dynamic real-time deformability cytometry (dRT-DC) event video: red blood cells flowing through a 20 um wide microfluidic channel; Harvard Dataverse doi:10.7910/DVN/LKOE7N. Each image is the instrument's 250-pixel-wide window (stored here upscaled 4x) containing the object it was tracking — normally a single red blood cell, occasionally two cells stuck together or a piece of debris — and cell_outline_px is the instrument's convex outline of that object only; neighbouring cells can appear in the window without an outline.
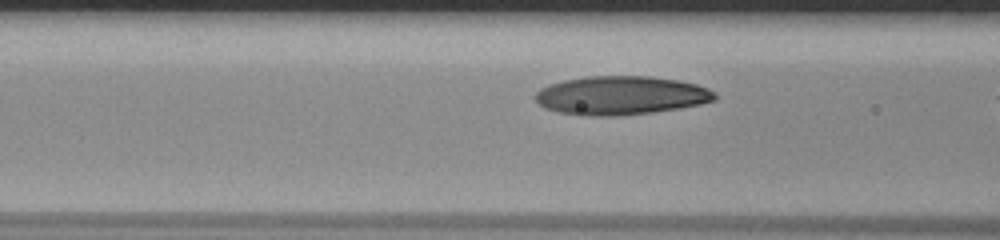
{"species": "human", "species_latin": "Homo sapiens", "temperature_condition": "room temperature", "stored_images_in_passage": 7, "camera_frame_rate_fps": 3000, "um_per_image_px": 0.085, "donor": {"sex": "male"}, "frame": {"image": 1, "passage_image": 5, "time_ms": 1.333, "image_size_px": [1000, 240], "cell_outline_px": [[716, 100], [700, 104], [652, 112], [616, 116], [580, 116], [556, 112], [544, 108], [532, 96], [540, 88], [548, 84], [564, 80], [588, 76], [648, 76], [676, 80], [696, 84], [708, 88], [716, 92]], "centroid_in_image_um": [52.72, 8.12], "position_along_channel_um": 113.9, "area_um2": 40.69}}